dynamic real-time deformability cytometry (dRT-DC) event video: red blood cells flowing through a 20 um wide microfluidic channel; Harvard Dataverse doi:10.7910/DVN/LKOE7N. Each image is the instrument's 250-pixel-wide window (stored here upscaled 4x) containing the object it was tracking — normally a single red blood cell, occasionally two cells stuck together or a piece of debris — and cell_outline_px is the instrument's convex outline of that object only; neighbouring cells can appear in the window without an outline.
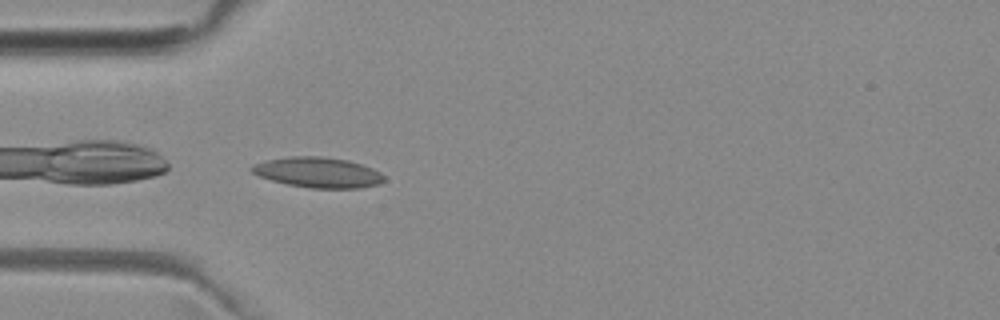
{"species": "common noctule bat (a hibernating species)", "species_latin": "Nyctalus noctula", "temperature_condition": "room temperature", "stored_images_in_passage": 30, "camera_frame_rate_fps": 3000, "um_per_image_px": 0.085, "animal": {"sex": "female", "body_mass_g": 29.2, "forearm_length_mm": 56.3}, "frame": {"image": 1, "passage_image": 1, "time_ms": 0.0, "image_size_px": [1000, 320], "cell_outline_px": [[384, 180], [380, 184], [360, 188], [308, 188], [288, 184], [272, 180], [260, 176], [252, 172], [248, 168], [252, 164], [268, 160], [292, 156], [320, 156], [348, 160], [372, 168], [380, 172], [384, 176]], "centroid_in_image_um": [27.03, 14.66], "position_along_channel_um": 58.0, "area_um2": 23.35}}
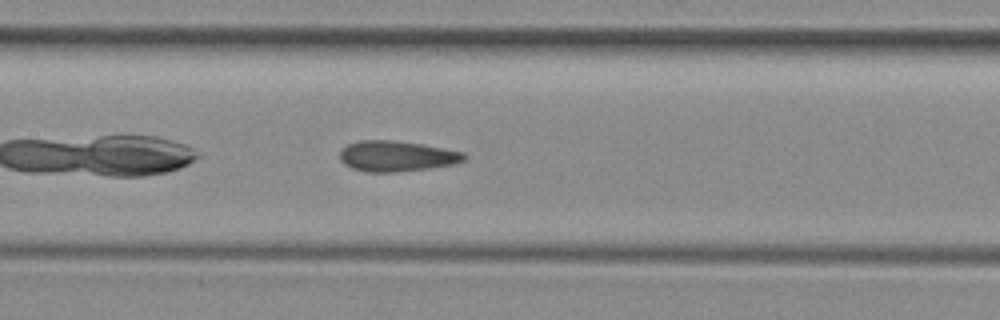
{"frame": {"image": 2, "passage_image": 10, "time_ms": 3.0, "image_size_px": [1000, 320], "cell_outline_px": [[468, 156], [464, 160], [456, 164], [428, 168], [396, 172], [364, 172], [352, 168], [344, 164], [340, 160], [340, 148], [348, 144], [360, 140], [392, 140], [420, 144], [444, 148], [464, 152]], "centroid_in_image_um": [33.7, 13.27], "position_along_channel_um": 173.7, "area_um2": 22.31}}
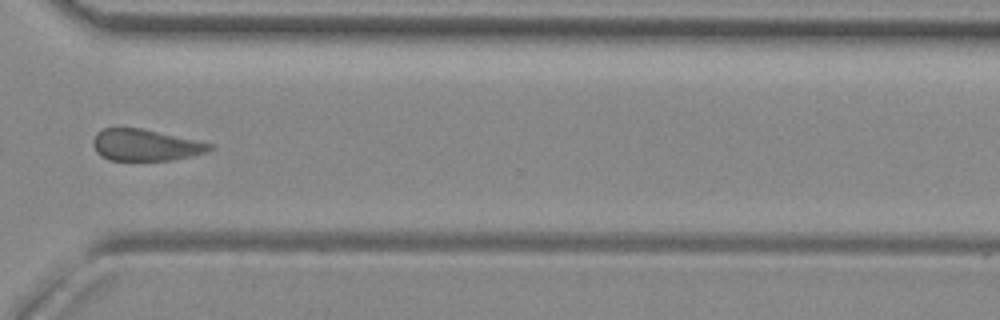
{"frame": {"image": 3, "passage_image": 24, "time_ms": 7.667, "image_size_px": [1000, 320], "cell_outline_px": [[216, 148], [192, 156], [172, 160], [108, 160], [100, 156], [96, 152], [92, 144], [92, 140], [96, 132], [104, 128], [140, 128], [216, 144]], "centroid_in_image_um": [12.36, 12.33], "position_along_channel_um": 358.2, "area_um2": 21.62}, "authors_computed_cell_mechanics": {"area_um2": 22.0218, "velocity_mm_per_s": 3.966, "shape_relaxation_time_tau1_ms": null, "shape_relaxation_time_tau2_ms": 2.19, "deformation_change_tau1": null, "deformation_change_tau2": 0.0922}}